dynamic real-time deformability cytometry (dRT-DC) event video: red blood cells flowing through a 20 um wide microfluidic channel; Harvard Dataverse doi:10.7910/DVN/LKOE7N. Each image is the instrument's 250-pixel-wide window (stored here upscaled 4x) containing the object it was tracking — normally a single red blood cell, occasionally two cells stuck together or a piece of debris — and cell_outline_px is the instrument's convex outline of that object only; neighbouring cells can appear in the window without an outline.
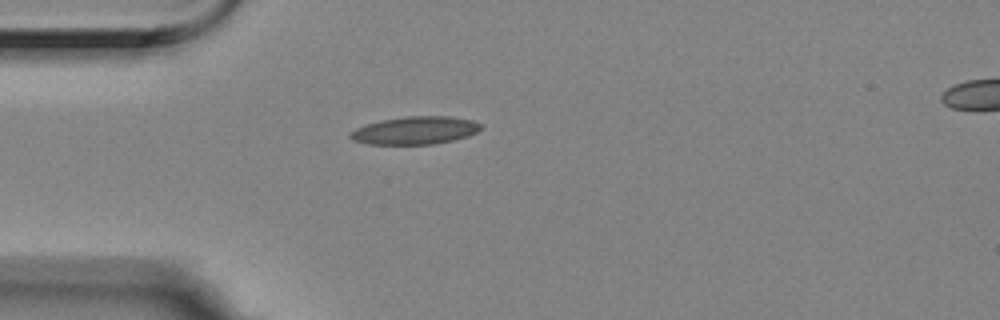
{"species": "Egyptian fruit bat (a non-hibernating species)", "species_latin": "Rousettus aegyptiacus", "temperature_condition": "room temperature", "stored_images_in_passage": 2, "segment_of_instrument_passage": [1, 2], "camera_frame_rate_fps": 3000, "um_per_image_px": 0.085, "animal": {"sex": "female"}, "frame": {"image": 1, "passage_image": 1, "time_ms": 0.0, "image_size_px": [1000, 320], "cell_outline_px": [[484, 128], [468, 136], [452, 140], [432, 144], [368, 144], [352, 140], [348, 136], [356, 128], [364, 124], [380, 120], [404, 116], [452, 116], [472, 120], [484, 124]], "centroid_in_image_um": [35.31, 11.07], "position_along_channel_um": 49.7, "area_um2": 21.39}}